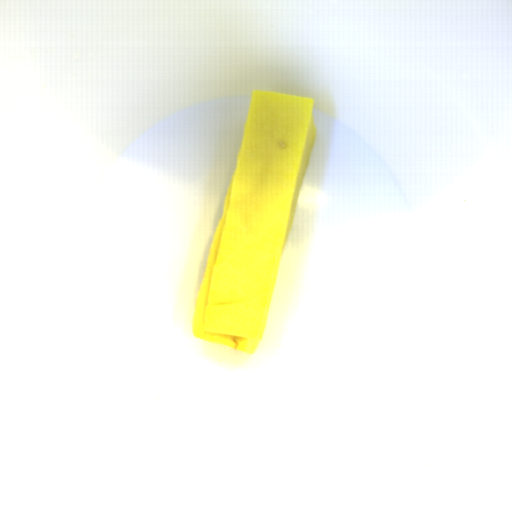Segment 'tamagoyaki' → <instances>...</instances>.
Here are the masks:
<instances>
[{"label":"tamagoyaki","instance_id":"1","mask_svg":"<svg viewBox=\"0 0 512 512\" xmlns=\"http://www.w3.org/2000/svg\"><path fill=\"white\" fill-rule=\"evenodd\" d=\"M314 101L250 92L236 165L194 305L193 337L254 354L268 324L317 131Z\"/></svg>","mask_w":512,"mask_h":512}]
</instances>
